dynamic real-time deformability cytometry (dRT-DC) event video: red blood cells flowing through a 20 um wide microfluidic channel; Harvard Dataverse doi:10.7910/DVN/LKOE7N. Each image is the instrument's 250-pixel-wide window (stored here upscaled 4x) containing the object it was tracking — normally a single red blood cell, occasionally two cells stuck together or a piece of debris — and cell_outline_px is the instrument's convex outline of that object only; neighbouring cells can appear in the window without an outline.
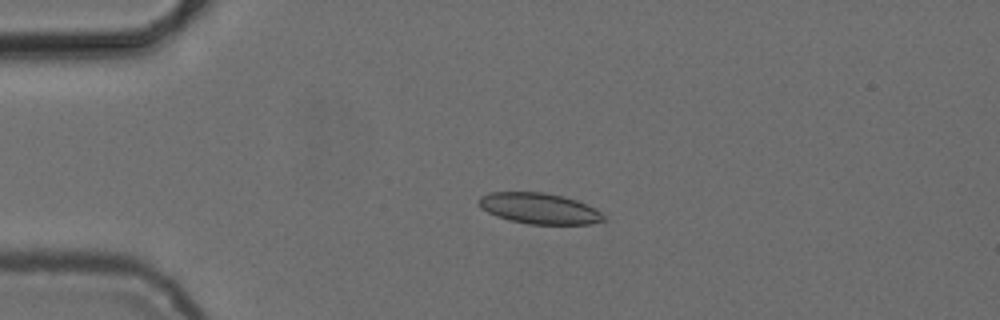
{"species": "common noctule bat (a hibernating species)", "species_latin": "Nyctalus noctula", "temperature_condition": "cold", "stored_images_in_passage": 5, "camera_frame_rate_fps": 3000, "um_per_image_px": 0.085, "animal": {"sex": "female", "body_mass_g": 24.6, "forearm_length_mm": 56.2}, "frame": {"image": 1, "passage_image": 3, "time_ms": 2.333, "image_size_px": [1000, 320], "cell_outline_px": [[608, 220], [588, 224], [528, 224], [508, 220], [496, 216], [480, 208], [476, 200], [480, 196], [488, 192], [544, 192], [576, 200], [596, 208]], "centroid_in_image_um": [45.8, 17.72], "position_along_channel_um": 39.2, "area_um2": 22.6}}
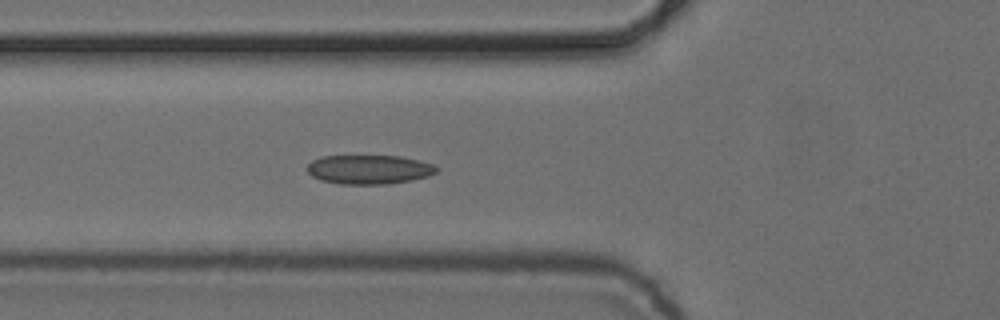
{"frame": {"image": 2, "passage_image": 5, "time_ms": 4.667, "image_size_px": [1000, 320], "cell_outline_px": [[440, 168], [436, 172], [428, 176], [412, 180], [388, 184], [340, 184], [320, 180], [312, 176], [308, 172], [308, 164], [312, 160], [320, 156], [400, 156], [432, 164]], "centroid_in_image_um": [31.36, 14.41], "position_along_channel_um": 94.4, "area_um2": 21.96}}